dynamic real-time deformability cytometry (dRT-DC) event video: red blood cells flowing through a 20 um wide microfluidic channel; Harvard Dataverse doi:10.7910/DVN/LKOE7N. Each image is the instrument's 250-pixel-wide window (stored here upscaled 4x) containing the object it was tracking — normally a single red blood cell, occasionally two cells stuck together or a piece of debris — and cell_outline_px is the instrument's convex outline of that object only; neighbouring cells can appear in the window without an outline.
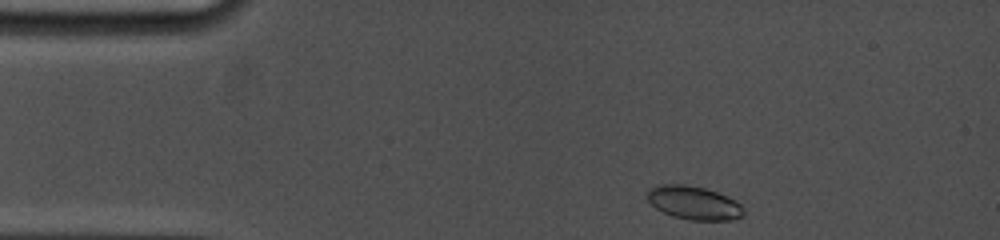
{"species": "common noctule bat (a hibernating species)", "species_latin": "Nyctalus noctula", "temperature_condition": "cold", "stored_images_in_passage": 32, "camera_frame_rate_fps": 5000, "um_per_image_px": 0.085, "animal": {"sex": "female", "body_mass_g": 19.0, "forearm_length_mm": 53.3}, "frame": {"image": 1, "passage_image": 1, "time_ms": 0.0, "image_size_px": [1000, 240], "cell_outline_px": [[744, 216], [732, 220], [688, 220], [672, 216], [656, 208], [644, 196], [656, 184], [684, 184], [704, 188], [716, 192], [736, 200], [744, 208]], "centroid_in_image_um": [58.98, 17.24], "position_along_channel_um": 26.0, "area_um2": 18.9}}
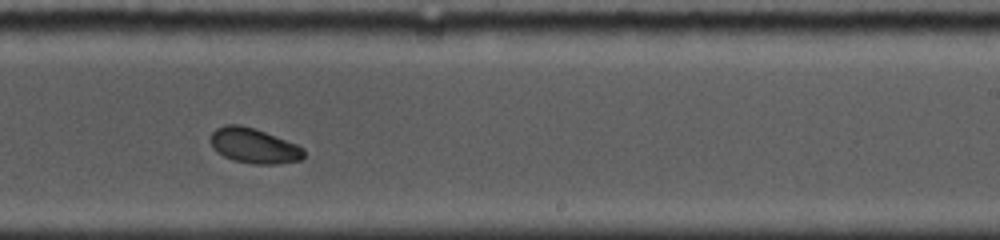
{"frame": {"image": 2, "passage_image": 20, "time_ms": 8.0, "image_size_px": [1000, 240], "cell_outline_px": [[304, 156], [300, 160], [276, 164], [252, 164], [232, 160], [224, 156], [212, 148], [208, 140], [212, 132], [216, 128], [224, 124], [240, 124], [264, 132], [296, 144], [304, 148]], "centroid_in_image_um": [21.53, 12.39], "position_along_channel_um": 267.5, "area_um2": 19.13}}
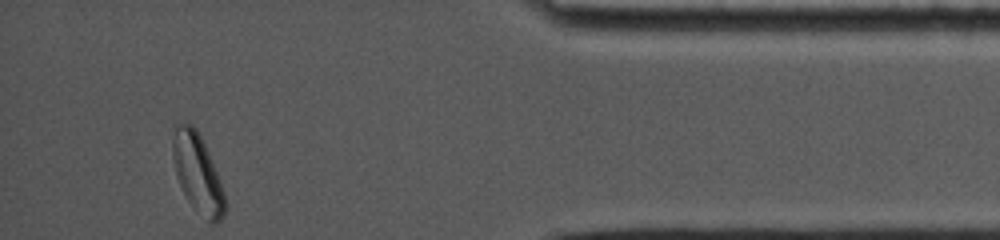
{"frame": {"image": 3, "passage_image": 32, "time_ms": 12.8, "image_size_px": [1000, 240], "cell_outline_px": [[224, 216], [216, 224], [212, 224], [188, 200], [176, 176], [172, 156], [172, 140], [176, 124], [184, 120], [192, 124], [196, 128], [208, 152], [220, 180], [224, 192]], "centroid_in_image_um": [16.77, 14.66], "position_along_channel_um": 418.4, "area_um2": 23.58}, "authors_computed_cell_mechanics": {"area_um2": 19.3919, "velocity_mm_per_s": 3.7585, "shape_relaxation_time_tau1_ms": 5.461, "shape_relaxation_time_tau2_ms": null, "deformation_change_tau1": 0.1086, "deformation_change_tau2": null}}